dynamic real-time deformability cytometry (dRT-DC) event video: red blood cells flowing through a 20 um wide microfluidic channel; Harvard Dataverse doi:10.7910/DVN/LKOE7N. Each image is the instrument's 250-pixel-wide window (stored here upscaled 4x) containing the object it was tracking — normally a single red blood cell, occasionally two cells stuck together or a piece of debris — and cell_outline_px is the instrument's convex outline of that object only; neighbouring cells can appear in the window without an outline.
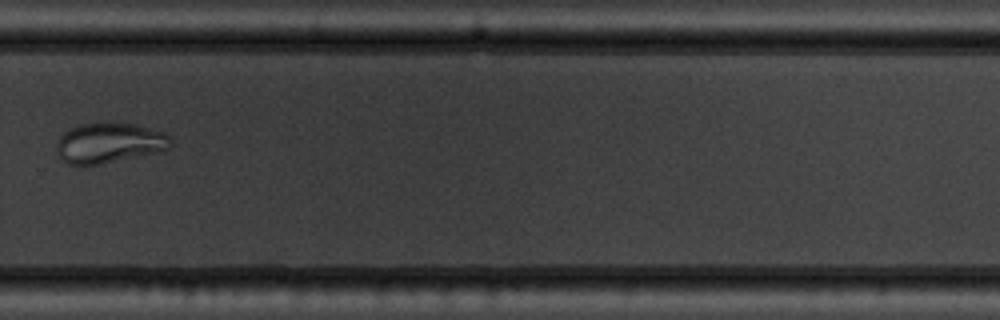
{"species": "common noctule bat (a hibernating species)", "species_latin": "Nyctalus noctula", "temperature_condition": "warm", "stored_images_in_passage": 11, "camera_frame_rate_fps": 3000, "um_per_image_px": 0.085, "animal": {"sex": "male", "body_mass_g": 19.5, "forearm_length_mm": 54.6}, "frame": {"image": 1, "passage_image": 11, "time_ms": 12.333, "image_size_px": [1000, 320], "cell_outline_px": [[172, 144], [168, 148], [152, 152], [100, 164], [80, 168], [68, 164], [60, 160], [56, 148], [56, 144], [60, 136], [64, 132], [80, 124], [136, 124], [164, 132], [172, 140]], "centroid_in_image_um": [9.2, 12.18], "position_along_channel_um": 320.6, "area_um2": 26.47}}